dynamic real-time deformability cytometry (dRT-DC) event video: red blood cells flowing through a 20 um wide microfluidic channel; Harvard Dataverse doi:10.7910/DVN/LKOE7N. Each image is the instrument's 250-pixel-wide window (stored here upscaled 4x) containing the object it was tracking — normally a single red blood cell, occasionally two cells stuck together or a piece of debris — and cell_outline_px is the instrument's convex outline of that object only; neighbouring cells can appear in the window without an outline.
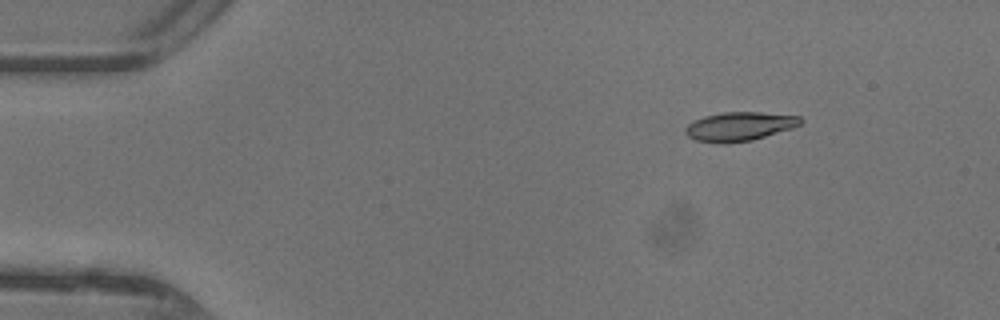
{"species": "common noctule bat (a hibernating species)", "species_latin": "Nyctalus noctula", "temperature_condition": "warm", "stored_images_in_passage": 42, "camera_frame_rate_fps": 3000, "um_per_image_px": 0.085, "animal": {"sex": "female"}, "frame": {"image": 1, "passage_image": 1, "time_ms": 0.0, "image_size_px": [1000, 320], "cell_outline_px": [[804, 120], [800, 124], [792, 128], [752, 140], [724, 144], [720, 144], [696, 140], [688, 136], [684, 132], [684, 128], [688, 124], [704, 116], [724, 112], [760, 112], [800, 116]], "centroid_in_image_um": [62.85, 10.75], "position_along_channel_um": 22.2, "area_um2": 19.42}}
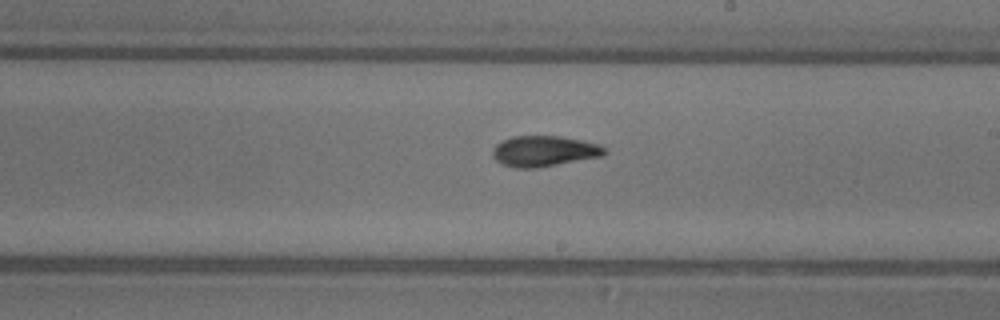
{"frame": {"image": 2, "passage_image": 22, "time_ms": 7.0, "image_size_px": [1000, 320], "cell_outline_px": [[608, 152], [604, 156], [536, 168], [516, 168], [504, 164], [496, 160], [492, 156], [492, 148], [500, 140], [512, 136], [560, 136], [600, 144]], "centroid_in_image_um": [46.24, 12.84], "position_along_channel_um": 242.8, "area_um2": 20.17}}
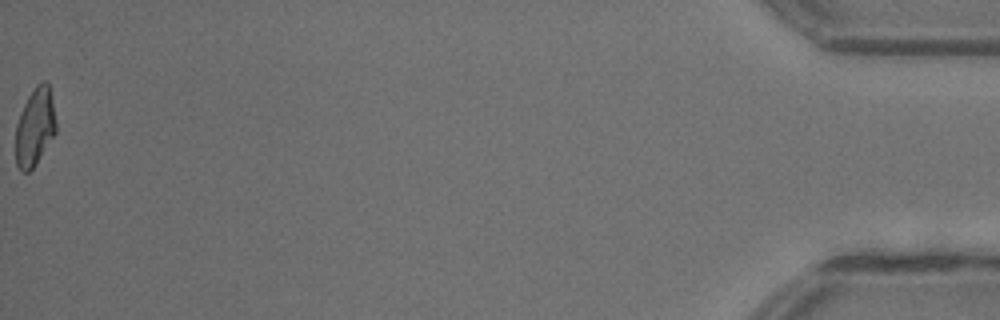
{"frame": {"image": 3, "passage_image": 42, "time_ms": 13.667, "image_size_px": [1000, 320], "cell_outline_px": [[56, 132], [36, 164], [28, 172], [20, 172], [16, 164], [16, 124], [20, 112], [28, 96], [36, 84], [44, 80], [48, 84], [52, 100], [56, 120]], "centroid_in_image_um": [2.96, 10.8], "position_along_channel_um": 432.2, "area_um2": 18.32}, "authors_computed_cell_mechanics": {"area_um2": 19.3052, "velocity_mm_per_s": 4.4087, "shape_relaxation_time_tau1_ms": 7.7305, "shape_relaxation_time_tau2_ms": 2.3357, "deformation_change_tau1": 0.2338, "deformation_change_tau2": 0.0932}}